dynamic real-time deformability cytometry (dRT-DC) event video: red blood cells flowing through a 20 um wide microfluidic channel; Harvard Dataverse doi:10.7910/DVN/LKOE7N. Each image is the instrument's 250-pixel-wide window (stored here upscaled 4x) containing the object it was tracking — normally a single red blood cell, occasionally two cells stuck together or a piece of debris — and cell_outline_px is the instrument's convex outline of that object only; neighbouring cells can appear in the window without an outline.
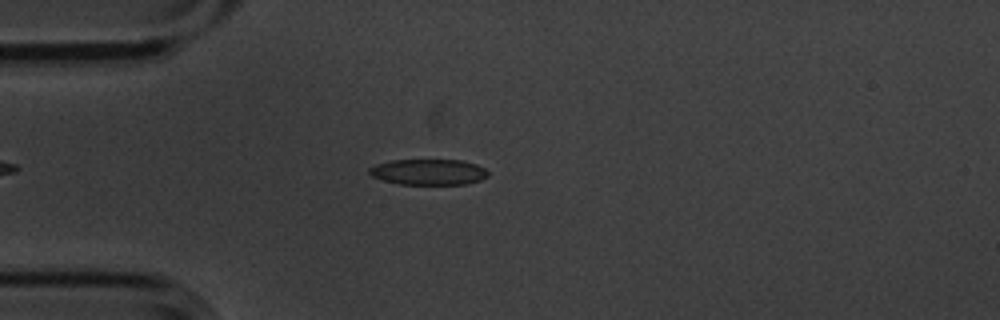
{"species": "common noctule bat (a hibernating species)", "species_latin": "Nyctalus noctula", "temperature_condition": "cold", "stored_images_in_passage": 4, "camera_frame_rate_fps": 3000, "um_per_image_px": 0.085, "animal": {"sex": "male", "body_mass_g": 20.1, "forearm_length_mm": 53.5}, "frame": {"image": 1, "passage_image": 3, "time_ms": 0.667, "image_size_px": [1000, 320], "cell_outline_px": [[488, 176], [480, 180], [468, 184], [400, 184], [384, 180], [372, 176], [368, 172], [368, 168], [376, 164], [392, 160], [460, 160], [476, 164], [484, 168], [488, 172]], "centroid_in_image_um": [36.43, 14.62], "position_along_channel_um": 48.6, "area_um2": 17.8}}